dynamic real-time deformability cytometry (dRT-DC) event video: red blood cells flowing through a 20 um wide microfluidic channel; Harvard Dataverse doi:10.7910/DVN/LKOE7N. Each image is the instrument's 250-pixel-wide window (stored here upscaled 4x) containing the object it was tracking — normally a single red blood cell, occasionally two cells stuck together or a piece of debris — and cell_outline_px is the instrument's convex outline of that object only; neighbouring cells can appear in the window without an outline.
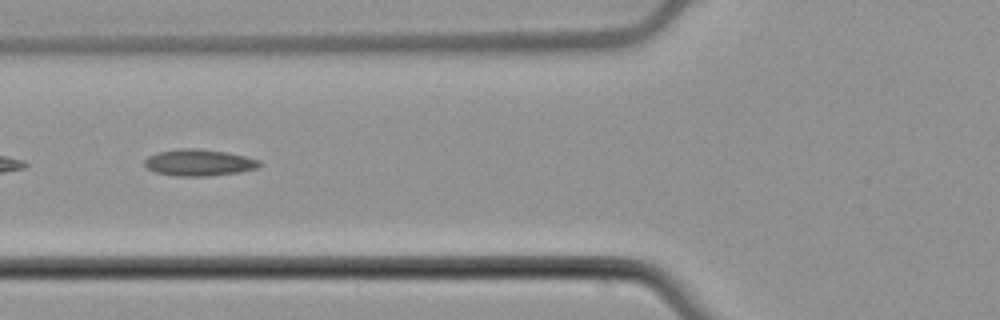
{"species": "common noctule bat (a hibernating species)", "species_latin": "Nyctalus noctula", "temperature_condition": "cold", "stored_images_in_passage": 39, "camera_frame_rate_fps": 3000, "um_per_image_px": 0.085, "animal": {"sex": "male", "body_mass_g": 21.5, "forearm_length_mm": 52.0}, "frame": {"image": 1, "passage_image": 6, "time_ms": 1.667, "image_size_px": [1000, 320], "cell_outline_px": [[264, 164], [256, 168], [240, 172], [208, 176], [176, 176], [156, 172], [148, 168], [144, 164], [144, 160], [148, 156], [156, 152], [176, 148], [196, 148], [228, 152], [260, 160]], "centroid_in_image_um": [16.91, 13.81], "position_along_channel_um": 108.9, "area_um2": 17.98}}
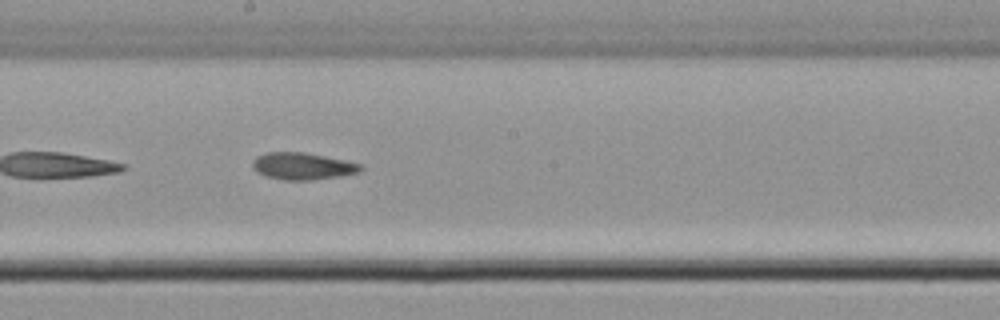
{"frame": {"image": 2, "passage_image": 15, "time_ms": 4.667, "image_size_px": [1000, 320], "cell_outline_px": [[364, 168], [360, 172], [340, 176], [312, 180], [284, 180], [268, 176], [256, 172], [252, 168], [252, 160], [256, 156], [268, 152], [304, 152], [344, 160], [360, 164]], "centroid_in_image_um": [25.7, 14.12], "position_along_channel_um": 222.5, "area_um2": 16.99}}
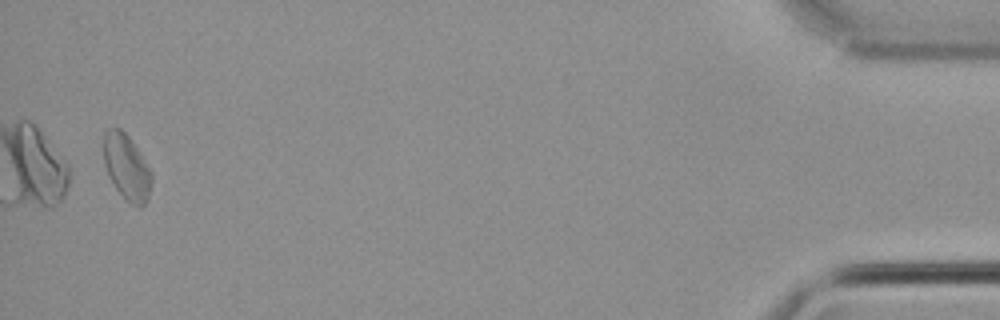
{"frame": {"image": 3, "passage_image": 38, "time_ms": 12.333, "image_size_px": [1000, 320], "cell_outline_px": [[152, 184], [148, 196], [144, 204], [140, 208], [136, 208], [116, 188], [108, 176], [104, 164], [104, 132], [108, 128], [120, 128], [128, 136], [152, 172]], "centroid_in_image_um": [10.76, 14.21], "position_along_channel_um": 424.4, "area_um2": 18.09}, "authors_computed_cell_mechanics": {"area_um2": 17.1666, "velocity_mm_per_s": 3.7824, "shape_relaxation_time_tau1_ms": null, "shape_relaxation_time_tau2_ms": 4.7528, "deformation_change_tau1": null, "deformation_change_tau2": 0.1055}}